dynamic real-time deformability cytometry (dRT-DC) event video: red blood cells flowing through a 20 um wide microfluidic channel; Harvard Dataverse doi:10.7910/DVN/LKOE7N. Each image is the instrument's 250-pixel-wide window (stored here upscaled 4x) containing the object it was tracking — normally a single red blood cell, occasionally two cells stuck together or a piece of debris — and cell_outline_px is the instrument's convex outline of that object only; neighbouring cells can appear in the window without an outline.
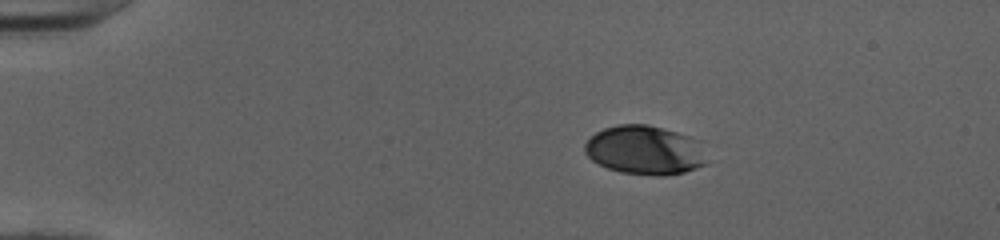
{"species": "human", "species_latin": "Homo sapiens", "temperature_condition": "cold", "stored_images_in_passage": 43, "camera_frame_rate_fps": 3000, "um_per_image_px": 0.085, "donor": {"sex": "female"}, "frame": {"image": 1, "passage_image": 1, "time_ms": 0.0, "image_size_px": [1000, 240], "cell_outline_px": [[708, 164], [684, 172], [664, 176], [660, 176], [620, 172], [608, 168], [592, 160], [584, 152], [584, 144], [596, 132], [604, 128], [616, 124], [648, 124], [676, 132], [688, 136], [696, 140]], "centroid_in_image_um": [54.77, 12.76], "position_along_channel_um": 30.2, "area_um2": 34.62}}
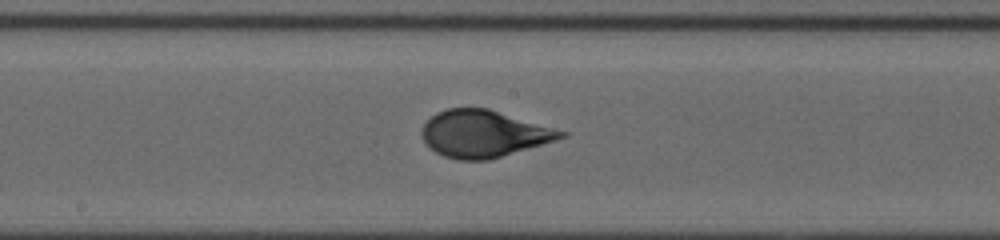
{"frame": {"image": 2, "passage_image": 20, "time_ms": 6.333, "image_size_px": [1000, 240], "cell_outline_px": [[568, 136], [556, 140], [488, 160], [456, 160], [444, 156], [436, 152], [424, 140], [420, 132], [424, 124], [436, 112], [448, 108], [488, 108], [568, 132]], "centroid_in_image_um": [41.12, 11.36], "position_along_channel_um": 207.1, "area_um2": 37.8}}
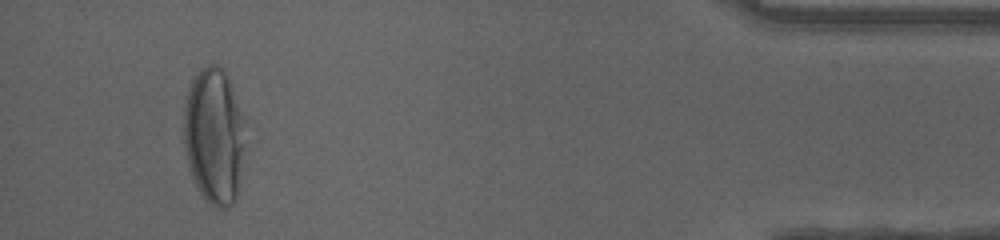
{"frame": {"image": 3, "passage_image": 40, "time_ms": 13.0, "image_size_px": [1000, 240], "cell_outline_px": [[244, 144], [240, 184], [236, 196], [232, 204], [228, 208], [216, 208], [208, 204], [204, 200], [192, 176], [188, 164], [184, 144], [184, 108], [188, 92], [192, 80], [200, 68], [208, 64], [216, 64], [228, 76], [240, 120]], "centroid_in_image_um": [18.16, 11.63], "position_along_channel_um": 417.0, "area_um2": 47.86}, "authors_computed_cell_mechanics": {"area_um2": 37.9746, "velocity_mm_per_s": 4.0057, "shape_relaxation_time_tau1_ms": 4.403, "shape_relaxation_time_tau2_ms": null, "deformation_change_tau1": 0.2027, "deformation_change_tau2": null}}